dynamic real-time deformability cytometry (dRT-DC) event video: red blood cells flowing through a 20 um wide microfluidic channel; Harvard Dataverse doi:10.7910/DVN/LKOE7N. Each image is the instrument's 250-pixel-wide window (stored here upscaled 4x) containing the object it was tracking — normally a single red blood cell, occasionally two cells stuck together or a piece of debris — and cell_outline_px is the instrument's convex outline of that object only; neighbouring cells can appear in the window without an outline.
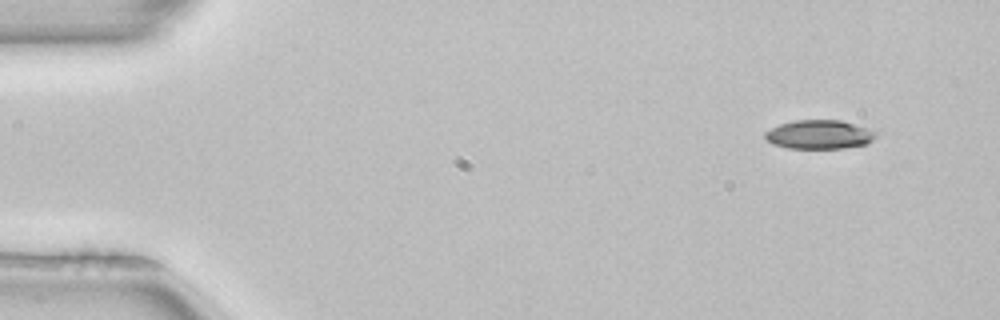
{"species": "common noctule bat (a hibernating species)", "species_latin": "Nyctalus noctula", "temperature_condition": "room temperature", "stored_images_in_passage": 3, "camera_frame_rate_fps": 3000, "um_per_image_px": 0.085, "animal": {"sex": "female", "body_mass_g": 22.7, "forearm_length_mm": 54.2}, "frame": {"image": 1, "passage_image": 1, "time_ms": 0.0, "image_size_px": [1000, 320], "cell_outline_px": [[876, 136], [868, 144], [844, 148], [788, 148], [772, 144], [764, 136], [764, 132], [780, 124], [796, 120], [840, 120], [868, 128], [876, 132]], "centroid_in_image_um": [69.65, 11.44], "position_along_channel_um": 15.4, "area_um2": 18.61}}